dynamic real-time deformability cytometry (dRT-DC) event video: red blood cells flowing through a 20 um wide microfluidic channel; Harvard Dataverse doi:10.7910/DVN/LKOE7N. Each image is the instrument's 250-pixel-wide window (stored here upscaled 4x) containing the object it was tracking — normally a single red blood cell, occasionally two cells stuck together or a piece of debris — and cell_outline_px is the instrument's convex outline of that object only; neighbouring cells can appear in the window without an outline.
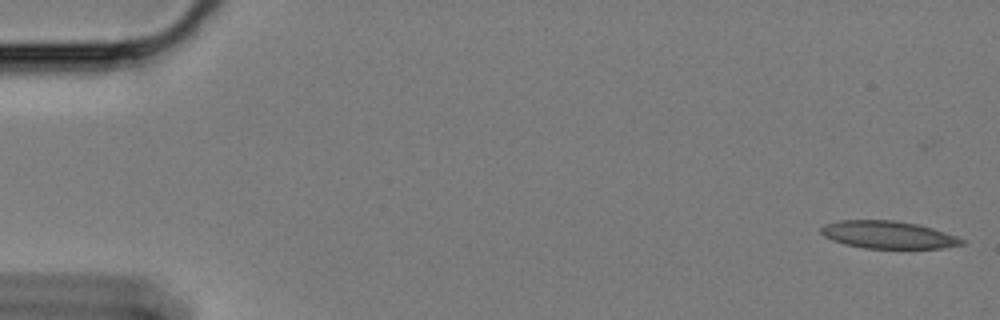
{"species": "Egyptian fruit bat (a non-hibernating species)", "species_latin": "Rousettus aegyptiacus", "temperature_condition": "cold", "stored_images_in_passage": 58, "camera_frame_rate_fps": 3000, "um_per_image_px": 0.085, "animal": {"sex": "female"}, "frame": {"image": 1, "passage_image": 1, "time_ms": 0.0, "image_size_px": [1000, 320], "cell_outline_px": [[964, 244], [944, 248], [864, 248], [844, 244], [832, 240], [824, 236], [820, 232], [820, 228], [824, 224], [840, 220], [892, 220], [916, 224], [932, 228], [956, 236], [964, 240]], "centroid_in_image_um": [75.45, 19.95], "position_along_channel_um": 9.5, "area_um2": 22.48}}
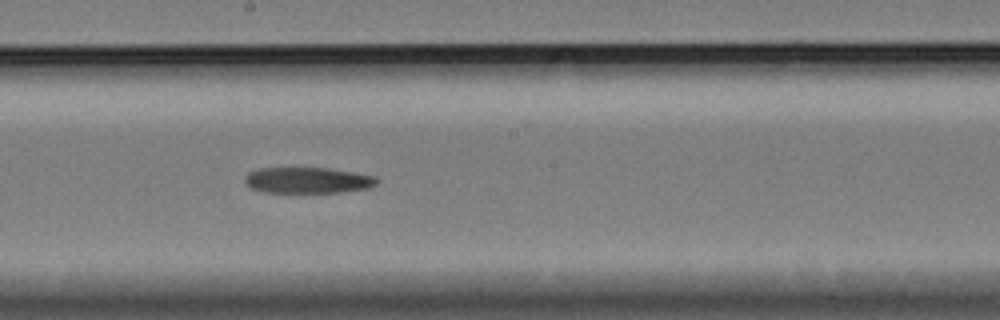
{"frame": {"image": 2, "passage_image": 32, "time_ms": 10.333, "image_size_px": [1000, 320], "cell_outline_px": [[380, 180], [372, 188], [340, 192], [260, 192], [248, 188], [244, 180], [244, 176], [248, 172], [256, 168], [328, 168], [376, 176]], "centroid_in_image_um": [26.13, 15.32], "position_along_channel_um": 222.1, "area_um2": 20.29}}
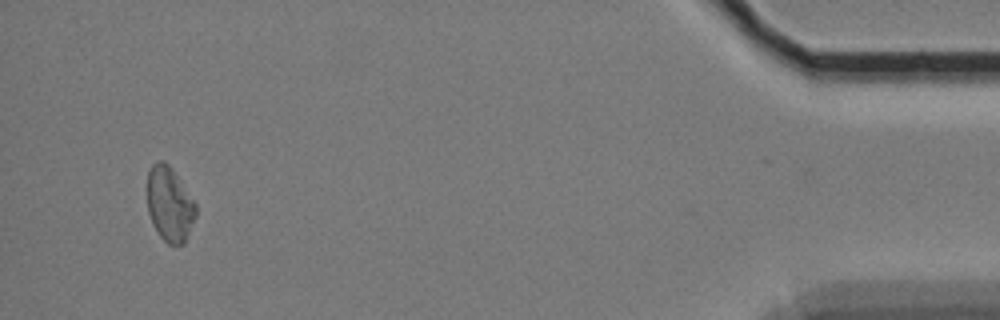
{"frame": {"image": 3, "passage_image": 56, "time_ms": 18.333, "image_size_px": [1000, 320], "cell_outline_px": [[196, 216], [184, 244], [168, 244], [160, 236], [152, 224], [148, 212], [148, 172], [152, 164], [160, 160], [164, 160], [172, 168], [196, 204]], "centroid_in_image_um": [14.41, 17.35], "position_along_channel_um": 420.8, "area_um2": 21.04}}